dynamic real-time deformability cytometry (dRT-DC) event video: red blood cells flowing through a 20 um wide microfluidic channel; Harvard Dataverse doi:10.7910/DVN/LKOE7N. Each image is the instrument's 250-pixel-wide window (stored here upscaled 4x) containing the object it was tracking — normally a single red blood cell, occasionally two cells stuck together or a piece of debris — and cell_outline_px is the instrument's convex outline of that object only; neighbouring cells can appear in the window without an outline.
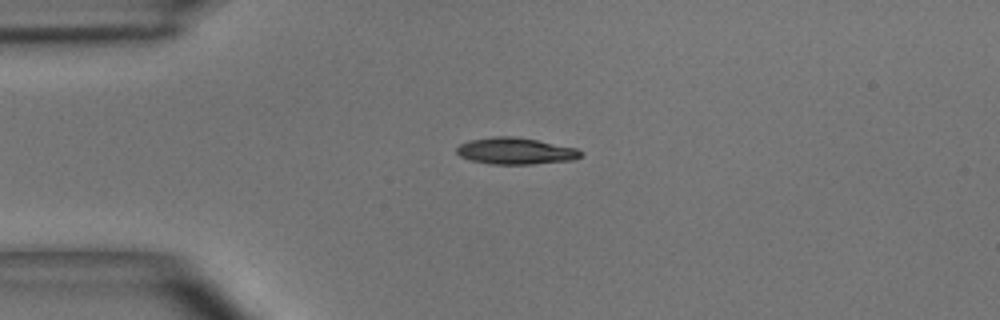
{"species": "common noctule bat (a hibernating species)", "species_latin": "Nyctalus noctula", "temperature_condition": "room temperature", "stored_images_in_passage": 43, "camera_frame_rate_fps": 3000, "um_per_image_px": 0.085, "animal": {"sex": "male", "body_mass_g": 15.6}, "frame": {"image": 1, "passage_image": 1, "time_ms": 0.0, "image_size_px": [1000, 320], "cell_outline_px": [[584, 152], [580, 156], [572, 160], [532, 164], [492, 164], [472, 160], [460, 156], [456, 152], [456, 148], [460, 144], [468, 140], [492, 136], [512, 136], [536, 140], [576, 148]], "centroid_in_image_um": [43.79, 12.83], "position_along_channel_um": 41.2, "area_um2": 19.13}}
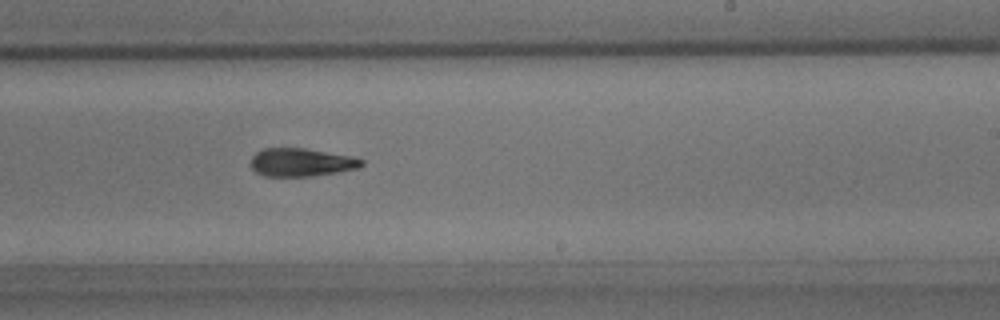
{"frame": {"image": 2, "passage_image": 21, "time_ms": 6.667, "image_size_px": [1000, 320], "cell_outline_px": [[364, 164], [360, 168], [312, 176], [264, 176], [256, 172], [252, 168], [252, 156], [256, 152], [264, 148], [304, 148], [352, 156], [364, 160]], "centroid_in_image_um": [25.63, 13.79], "position_along_channel_um": 263.4, "area_um2": 18.15}}
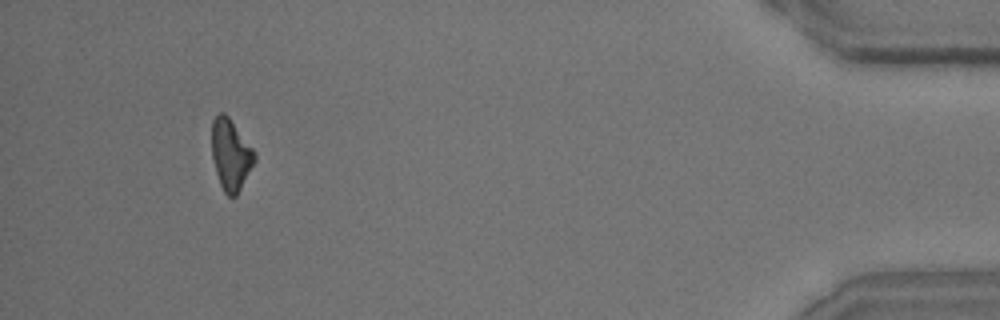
{"frame": {"image": 3, "passage_image": 39, "time_ms": 12.667, "image_size_px": [1000, 320], "cell_outline_px": [[256, 160], [236, 196], [228, 196], [224, 192], [220, 184], [216, 172], [212, 156], [212, 120], [220, 112], [224, 112], [228, 116], [256, 152]], "centroid_in_image_um": [19.61, 13.13], "position_along_channel_um": 415.6, "area_um2": 17.63}, "authors_computed_cell_mechanics": {"area_um2": 18.9006, "velocity_mm_per_s": 3.674, "shape_relaxation_time_tau1_ms": 5.1406, "shape_relaxation_time_tau2_ms": 3.8643, "deformation_change_tau1": 0.155, "deformation_change_tau2": 0.1174}}